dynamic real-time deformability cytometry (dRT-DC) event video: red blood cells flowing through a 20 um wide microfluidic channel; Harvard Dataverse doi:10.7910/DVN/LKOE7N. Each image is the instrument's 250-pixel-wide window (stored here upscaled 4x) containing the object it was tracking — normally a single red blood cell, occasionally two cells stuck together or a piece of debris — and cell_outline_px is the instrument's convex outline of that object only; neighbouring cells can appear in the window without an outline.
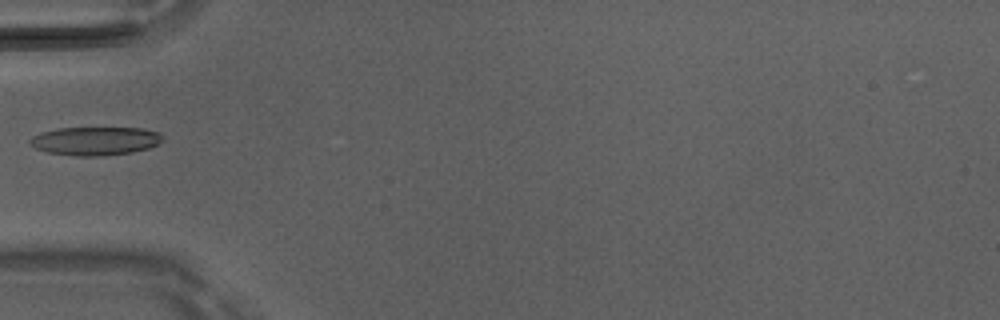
{"species": "Egyptian fruit bat (a non-hibernating species)", "species_latin": "Rousettus aegyptiacus", "temperature_condition": "room temperature", "stored_images_in_passage": 5, "camera_frame_rate_fps": 3000, "um_per_image_px": 0.085, "animal": {"sex": "male"}, "frame": {"image": 1, "passage_image": 4, "time_ms": 1.0, "image_size_px": [1000, 320], "cell_outline_px": [[164, 136], [156, 144], [148, 148], [132, 152], [100, 156], [76, 156], [48, 152], [36, 148], [28, 144], [28, 140], [32, 136], [40, 132], [56, 128], [144, 128], [156, 132]], "centroid_in_image_um": [8.03, 11.97], "position_along_channel_um": 77.0, "area_um2": 21.96}}